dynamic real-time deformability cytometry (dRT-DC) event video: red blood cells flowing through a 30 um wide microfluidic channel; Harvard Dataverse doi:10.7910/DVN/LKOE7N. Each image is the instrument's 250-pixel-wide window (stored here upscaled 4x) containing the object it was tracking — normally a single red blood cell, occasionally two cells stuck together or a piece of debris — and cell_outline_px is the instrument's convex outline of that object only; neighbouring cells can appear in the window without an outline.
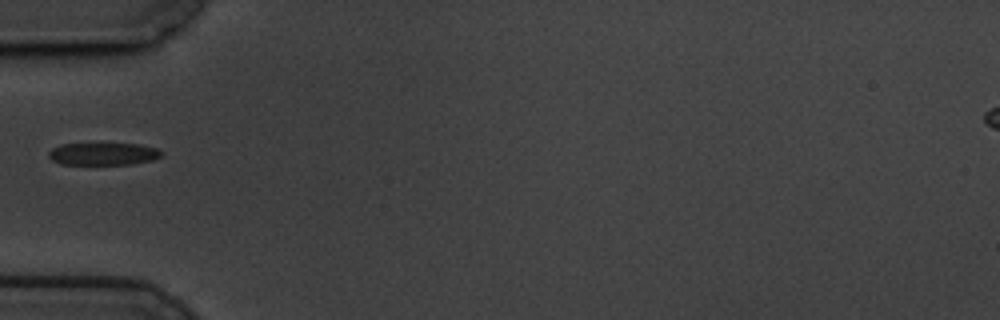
{"species": "common noctule bat (a hibernating species)", "species_latin": "Nyctalus noctula", "temperature_condition": "cold", "stored_images_in_passage": 40, "camera_frame_rate_fps": 3000, "um_per_image_px": 0.085, "animal": {"sex": "male", "body_mass_g": 19.5, "forearm_length_mm": 54.6}, "frame": {"image": 1, "passage_image": 1, "time_ms": 0.0, "image_size_px": [1000, 320], "cell_outline_px": [[164, 152], [160, 156], [152, 160], [132, 164], [60, 164], [52, 160], [48, 156], [48, 152], [52, 148], [60, 144], [96, 140], [100, 140], [140, 144], [156, 148]], "centroid_in_image_um": [8.74, 13.01], "position_along_channel_um": 76.3, "area_um2": 15.9}}
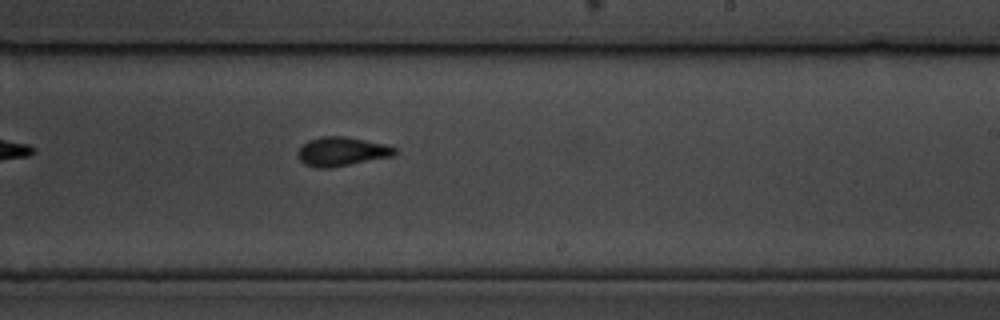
{"frame": {"image": 2, "passage_image": 17, "time_ms": 5.333, "image_size_px": [1000, 320], "cell_outline_px": [[396, 152], [392, 156], [328, 168], [316, 168], [304, 164], [296, 156], [296, 152], [308, 140], [320, 136], [344, 136], [384, 144], [396, 148]], "centroid_in_image_um": [28.98, 12.88], "position_along_channel_um": 260.0, "area_um2": 16.24}}
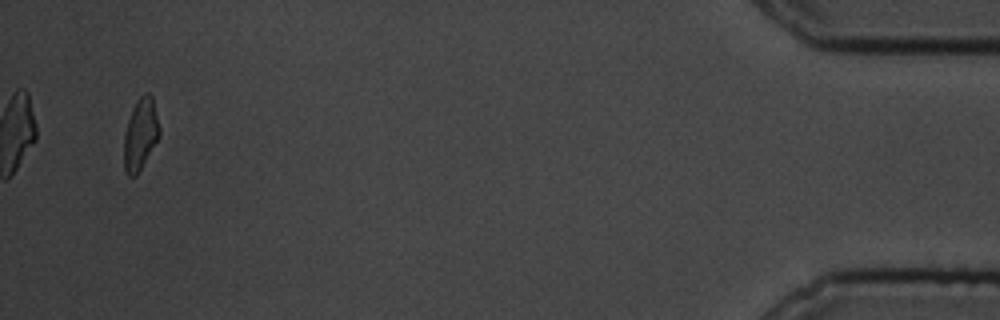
{"frame": {"image": 3, "passage_image": 38, "time_ms": 12.333, "image_size_px": [1000, 320], "cell_outline_px": [[160, 136], [136, 176], [128, 176], [124, 168], [124, 136], [128, 120], [132, 108], [136, 100], [144, 92], [148, 92], [152, 96], [160, 128]], "centroid_in_image_um": [11.94, 11.38], "position_along_channel_um": 423.3, "area_um2": 14.8}}